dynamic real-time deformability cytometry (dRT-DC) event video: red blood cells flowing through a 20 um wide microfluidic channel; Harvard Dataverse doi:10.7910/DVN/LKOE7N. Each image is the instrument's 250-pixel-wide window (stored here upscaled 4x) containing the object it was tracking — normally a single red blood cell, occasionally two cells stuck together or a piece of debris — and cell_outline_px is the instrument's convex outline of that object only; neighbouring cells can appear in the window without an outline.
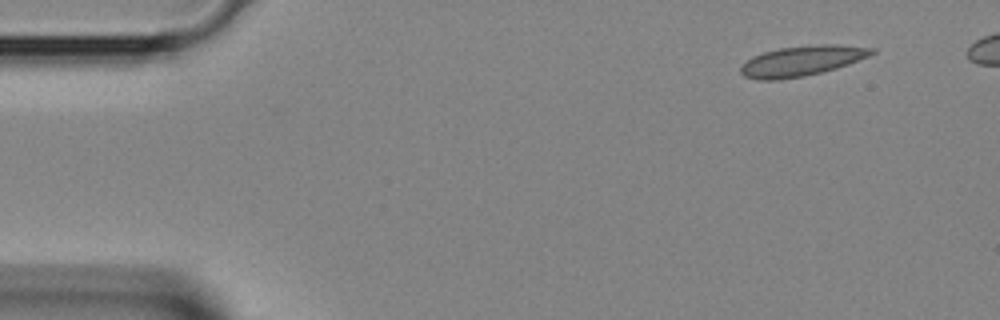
{"species": "Egyptian fruit bat (a non-hibernating species)", "species_latin": "Rousettus aegyptiacus", "temperature_condition": "room temperature", "stored_images_in_passage": 3, "camera_frame_rate_fps": 3000, "um_per_image_px": 0.085, "animal": {"sex": "female"}, "frame": {"image": 1, "passage_image": 1, "time_ms": 0.0, "image_size_px": [1000, 320], "cell_outline_px": [[876, 52], [868, 56], [848, 64], [836, 68], [804, 76], [780, 80], [756, 80], [744, 76], [740, 72], [740, 68], [752, 56], [764, 52], [780, 48], [812, 44], [836, 44], [876, 48]], "centroid_in_image_um": [68.16, 5.17], "position_along_channel_um": 16.8, "area_um2": 23.06}}